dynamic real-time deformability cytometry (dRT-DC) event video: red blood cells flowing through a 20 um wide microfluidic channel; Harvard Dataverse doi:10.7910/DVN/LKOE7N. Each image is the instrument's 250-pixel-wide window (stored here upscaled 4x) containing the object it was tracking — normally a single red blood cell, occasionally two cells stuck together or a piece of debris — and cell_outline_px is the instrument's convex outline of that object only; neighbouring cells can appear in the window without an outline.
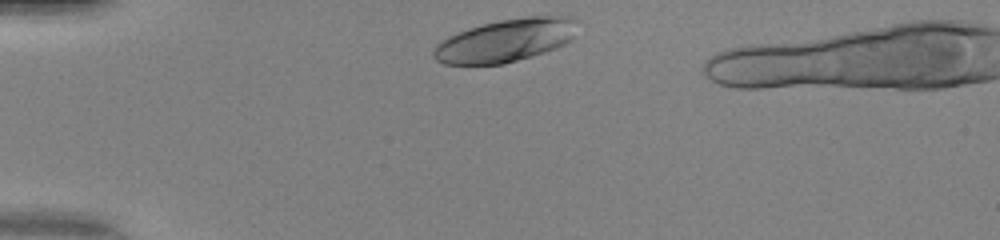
{"species": "human", "species_latin": "Homo sapiens", "temperature_condition": "warm", "stored_images_in_passage": 30, "camera_frame_rate_fps": 3000, "um_per_image_px": 0.085, "donor": {"sex": "female"}, "frame": {"image": 1, "passage_image": 1, "time_ms": 0.0, "image_size_px": [1000, 240], "cell_outline_px": [[580, 20], [572, 40], [556, 48], [532, 56], [504, 64], [444, 64], [436, 60], [432, 56], [432, 52], [436, 44], [448, 36], [468, 28], [500, 20], [528, 16], [572, 16]], "centroid_in_image_um": [43.01, 3.43], "position_along_channel_um": 42.0, "area_um2": 36.18}}
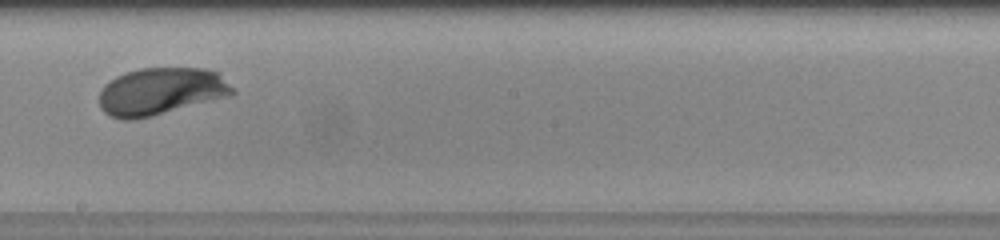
{"frame": {"image": 2, "passage_image": 18, "time_ms": 5.667, "image_size_px": [1000, 240], "cell_outline_px": [[236, 92], [232, 96], [152, 116], [132, 120], [120, 120], [108, 116], [100, 108], [100, 88], [108, 80], [124, 72], [140, 68], [204, 68], [220, 72]], "centroid_in_image_um": [13.67, 7.77], "position_along_channel_um": 234.5, "area_um2": 37.4}, "authors_computed_cell_mechanics": {"area_um2": 35.7493, "velocity_mm_per_s": 4.1194, "shape_relaxation_time_tau1_ms": 2.0319, "shape_relaxation_time_tau2_ms": null, "deformation_change_tau1": 0.1437, "deformation_change_tau2": null}}